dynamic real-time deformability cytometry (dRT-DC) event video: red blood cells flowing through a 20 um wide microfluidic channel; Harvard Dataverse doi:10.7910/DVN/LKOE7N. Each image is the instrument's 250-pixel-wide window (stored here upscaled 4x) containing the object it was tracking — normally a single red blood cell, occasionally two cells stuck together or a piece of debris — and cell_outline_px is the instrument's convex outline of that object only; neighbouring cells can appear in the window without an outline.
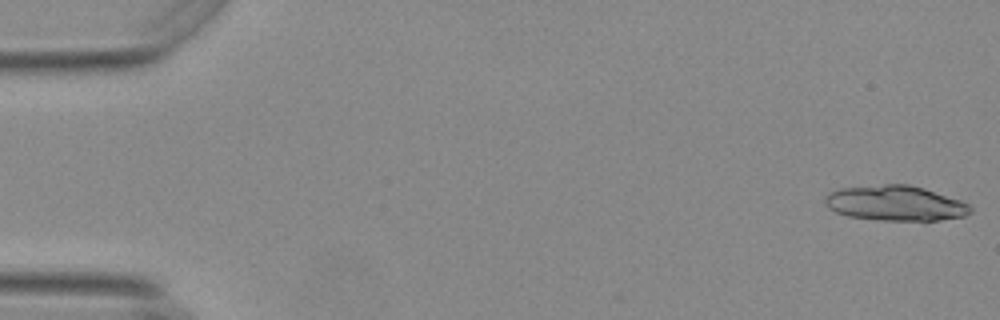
{"species": "Egyptian fruit bat (a non-hibernating species)", "species_latin": "Rousettus aegyptiacus", "temperature_condition": "warm", "stored_images_in_passage": 8, "camera_frame_rate_fps": 3000, "um_per_image_px": 0.085, "animal": {"sex": "female"}, "frame": {"image": 1, "passage_image": 1, "time_ms": 0.0, "image_size_px": [1000, 320], "cell_outline_px": [[972, 212], [964, 216], [940, 220], [880, 220], [848, 216], [836, 212], [828, 208], [824, 204], [824, 200], [832, 192], [840, 188], [884, 184], [908, 184], [924, 188], [960, 200], [968, 204], [972, 208]], "centroid_in_image_um": [76.12, 17.27], "position_along_channel_um": 8.9, "area_um2": 29.65}}